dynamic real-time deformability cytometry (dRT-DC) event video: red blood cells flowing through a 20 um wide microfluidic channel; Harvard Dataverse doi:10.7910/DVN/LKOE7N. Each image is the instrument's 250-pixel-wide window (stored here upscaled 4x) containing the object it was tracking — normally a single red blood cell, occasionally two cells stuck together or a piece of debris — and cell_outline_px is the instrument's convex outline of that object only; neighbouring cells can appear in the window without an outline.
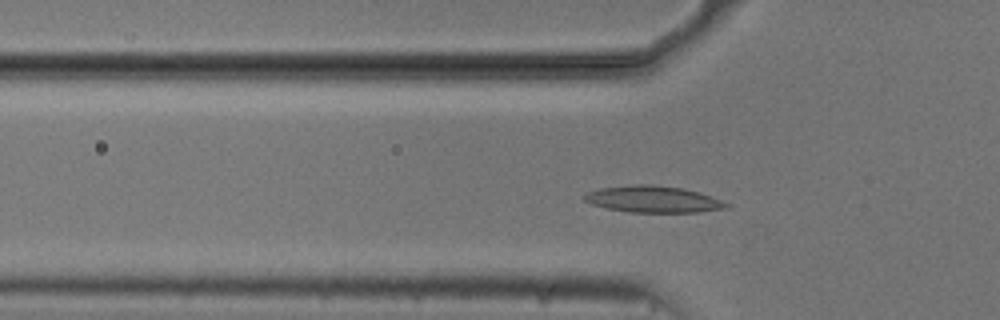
{"species": "common noctule bat (a hibernating species)", "species_latin": "Nyctalus noctula", "temperature_condition": "cold", "stored_images_in_passage": 52, "camera_frame_rate_fps": 3000, "um_per_image_px": 0.085, "animal": {"sex": "male", "body_mass_g": 20.5, "forearm_length_mm": 52.5}, "frame": {"image": 1, "passage_image": 14, "time_ms": 4.333, "image_size_px": [1000, 320], "cell_outline_px": [[728, 208], [700, 212], [628, 212], [608, 208], [592, 204], [584, 200], [584, 196], [588, 192], [600, 188], [632, 184], [652, 184], [684, 188], [700, 192], [720, 200], [728, 204]], "centroid_in_image_um": [55.52, 16.93], "position_along_channel_um": 70.3, "area_um2": 21.96}}
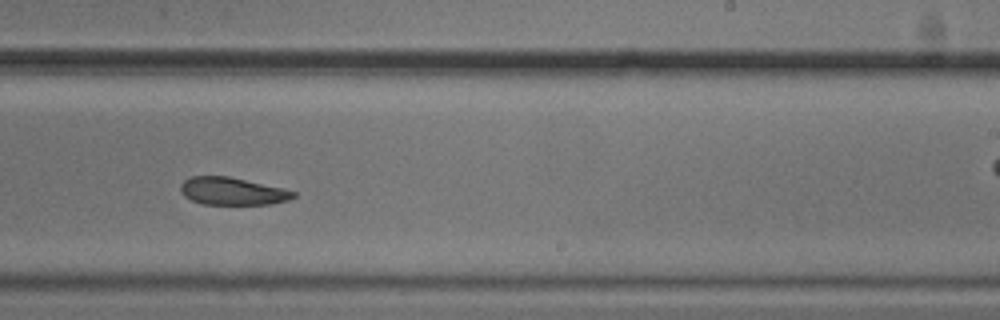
{"frame": {"image": 2, "passage_image": 30, "time_ms": 9.667, "image_size_px": [1000, 320], "cell_outline_px": [[296, 196], [288, 200], [268, 204], [204, 204], [192, 200], [184, 196], [180, 192], [180, 184], [184, 180], [192, 176], [228, 176], [280, 188], [296, 192]], "centroid_in_image_um": [19.7, 16.25], "position_along_channel_um": 269.3, "area_um2": 17.86}}
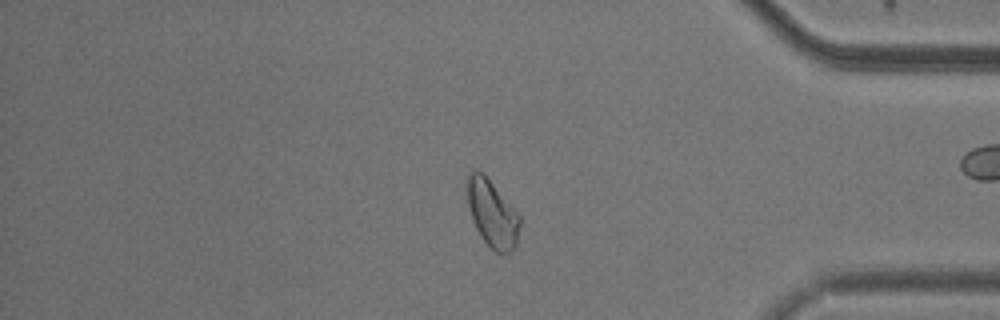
{"frame": {"image": 3, "passage_image": 42, "time_ms": 13.667, "image_size_px": [1000, 320], "cell_outline_px": [[520, 224], [516, 244], [512, 252], [496, 252], [480, 236], [472, 220], [468, 204], [468, 172], [472, 168], [476, 168], [484, 172], [520, 216]], "centroid_in_image_um": [41.83, 18.1], "position_along_channel_um": 393.4, "area_um2": 20.52}, "authors_computed_cell_mechanics": {"area_um2": 20.1144, "velocity_mm_per_s": 3.724, "shape_relaxation_time_tau1_ms": 3.7937, "shape_relaxation_time_tau2_ms": 3.3438, "deformation_change_tau1": 0.1174, "deformation_change_tau2": 0.0942}}